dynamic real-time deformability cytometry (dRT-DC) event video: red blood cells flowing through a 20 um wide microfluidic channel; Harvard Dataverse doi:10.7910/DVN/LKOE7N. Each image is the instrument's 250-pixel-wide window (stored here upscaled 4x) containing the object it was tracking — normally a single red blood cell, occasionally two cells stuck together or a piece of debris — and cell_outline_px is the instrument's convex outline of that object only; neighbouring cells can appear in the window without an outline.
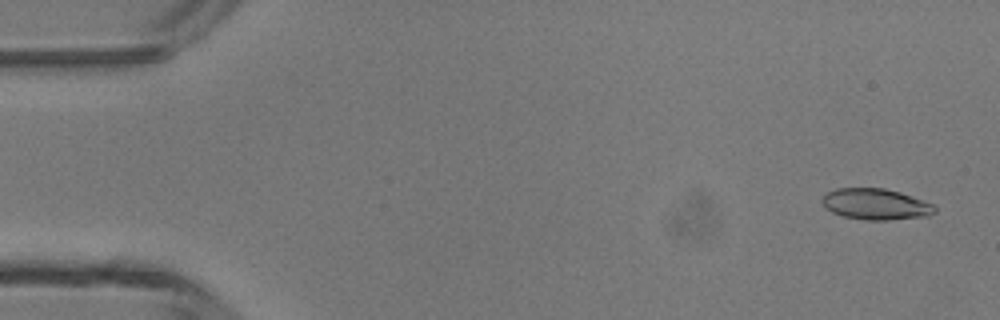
{"species": "common noctule bat (a hibernating species)", "species_latin": "Nyctalus noctula", "temperature_condition": "room temperature", "stored_images_in_passage": 45, "camera_frame_rate_fps": 3000, "um_per_image_px": 0.085, "animal": {"sex": "male", "body_mass_g": 13.3}, "frame": {"image": 1, "passage_image": 2, "time_ms": 0.333, "image_size_px": [1000, 320], "cell_outline_px": [[936, 212], [928, 216], [888, 220], [864, 220], [844, 216], [832, 212], [824, 208], [820, 200], [828, 192], [836, 188], [884, 188], [900, 192], [932, 204], [936, 208]], "centroid_in_image_um": [74.41, 17.36], "position_along_channel_um": 10.6, "area_um2": 20.4}}
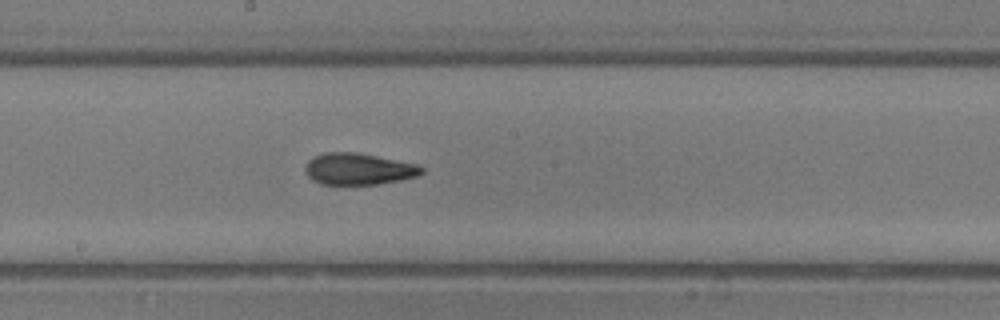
{"frame": {"image": 2, "passage_image": 25, "time_ms": 8.0, "image_size_px": [1000, 320], "cell_outline_px": [[424, 172], [416, 176], [400, 180], [376, 184], [320, 184], [312, 180], [308, 176], [304, 168], [308, 160], [312, 156], [324, 152], [356, 152], [420, 164], [424, 168]], "centroid_in_image_um": [30.47, 14.35], "position_along_channel_um": 217.7, "area_um2": 21.62}}
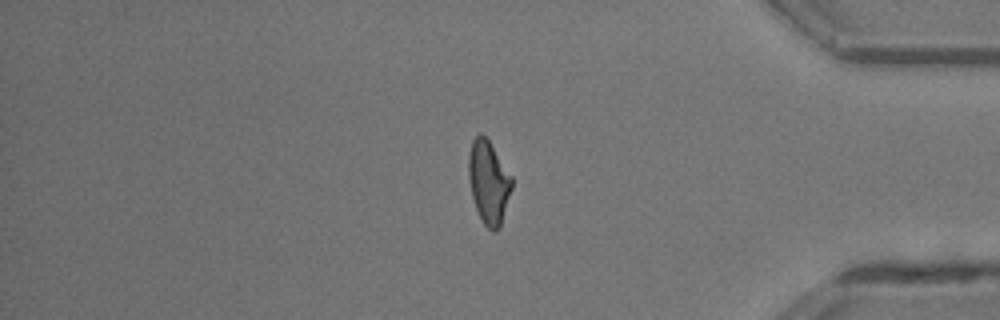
{"frame": {"image": 3, "passage_image": 39, "time_ms": 12.667, "image_size_px": [1000, 320], "cell_outline_px": [[512, 188], [500, 228], [496, 232], [492, 232], [484, 224], [476, 208], [472, 196], [468, 176], [468, 156], [472, 140], [480, 132], [488, 140], [512, 176]], "centroid_in_image_um": [41.53, 15.5], "position_along_channel_um": 393.7, "area_um2": 20.87}}